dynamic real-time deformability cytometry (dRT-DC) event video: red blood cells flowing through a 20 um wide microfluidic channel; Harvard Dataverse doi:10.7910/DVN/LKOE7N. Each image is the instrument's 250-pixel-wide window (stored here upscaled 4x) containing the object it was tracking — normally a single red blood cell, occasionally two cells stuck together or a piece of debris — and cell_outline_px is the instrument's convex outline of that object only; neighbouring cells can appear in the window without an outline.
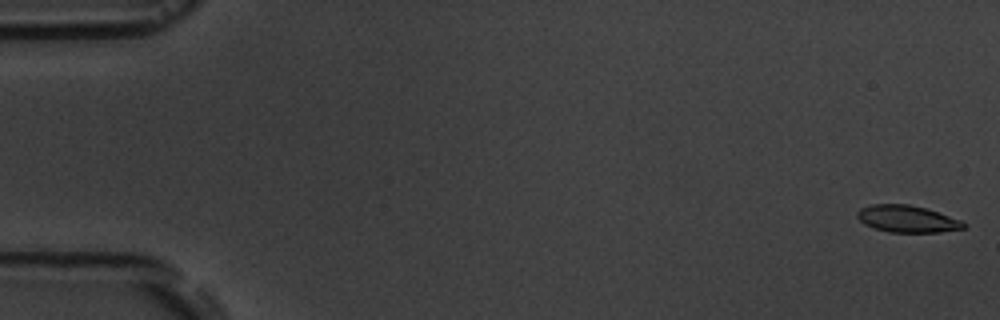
{"species": "common noctule bat (a hibernating species)", "species_latin": "Nyctalus noctula", "temperature_condition": "room temperature", "stored_images_in_passage": 4, "camera_frame_rate_fps": 3000, "um_per_image_px": 0.085, "animal": {"sex": "male", "body_mass_g": 19.5, "forearm_length_mm": 54.6}, "frame": {"image": 1, "passage_image": 1, "time_ms": 0.0, "image_size_px": [1000, 320], "cell_outline_px": [[968, 224], [964, 228], [940, 232], [888, 232], [864, 224], [856, 216], [856, 212], [860, 208], [868, 204], [908, 204], [924, 208], [960, 220]], "centroid_in_image_um": [77.07, 18.6], "position_along_channel_um": 7.9, "area_um2": 16.59}}